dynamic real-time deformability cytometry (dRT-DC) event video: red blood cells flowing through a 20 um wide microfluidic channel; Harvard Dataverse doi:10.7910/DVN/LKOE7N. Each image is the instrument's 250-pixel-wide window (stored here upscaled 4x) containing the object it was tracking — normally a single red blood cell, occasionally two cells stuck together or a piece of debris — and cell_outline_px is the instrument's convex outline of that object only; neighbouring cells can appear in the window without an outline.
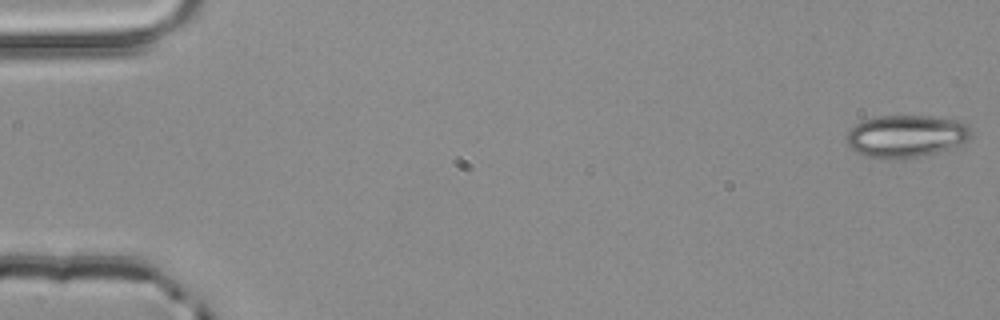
{"species": "common noctule bat (a hibernating species)", "species_latin": "Nyctalus noctula", "temperature_condition": "room temperature", "stored_images_in_passage": 4, "camera_frame_rate_fps": 3000, "um_per_image_px": 0.085, "animal": {"sex": "male", "body_mass_g": 20.4}, "frame": {"image": 1, "passage_image": 1, "time_ms": 0.0, "image_size_px": [1000, 320], "cell_outline_px": [[972, 132], [968, 140], [956, 148], [920, 156], [900, 160], [868, 156], [856, 152], [848, 144], [844, 136], [856, 124], [864, 120], [876, 116], [928, 116], [964, 120], [968, 124]], "centroid_in_image_um": [77.08, 11.57], "position_along_channel_um": 7.9, "area_um2": 31.21}}